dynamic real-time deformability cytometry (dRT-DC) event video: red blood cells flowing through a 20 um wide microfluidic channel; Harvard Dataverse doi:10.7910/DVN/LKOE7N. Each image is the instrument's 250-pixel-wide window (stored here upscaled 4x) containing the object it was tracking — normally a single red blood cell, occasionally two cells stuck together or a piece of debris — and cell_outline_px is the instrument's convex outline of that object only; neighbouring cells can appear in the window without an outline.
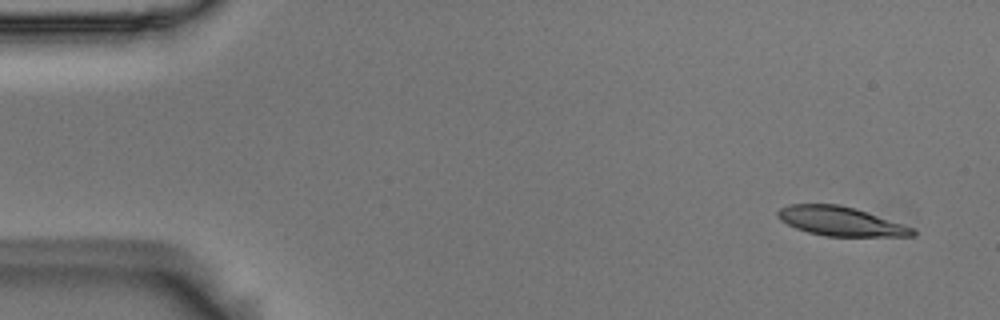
{"species": "Egyptian fruit bat (a non-hibernating species)", "species_latin": "Rousettus aegyptiacus", "temperature_condition": "room temperature", "stored_images_in_passage": 7, "camera_frame_rate_fps": 3000, "um_per_image_px": 0.085, "animal": {"sex": "male"}, "frame": {"image": 1, "passage_image": 1, "time_ms": 0.0, "image_size_px": [1000, 320], "cell_outline_px": [[916, 232], [912, 236], [824, 236], [808, 232], [796, 228], [780, 220], [776, 216], [776, 212], [780, 208], [788, 204], [840, 204], [904, 224], [912, 228]], "centroid_in_image_um": [71.4, 18.8], "position_along_channel_um": 13.6, "area_um2": 22.72}}
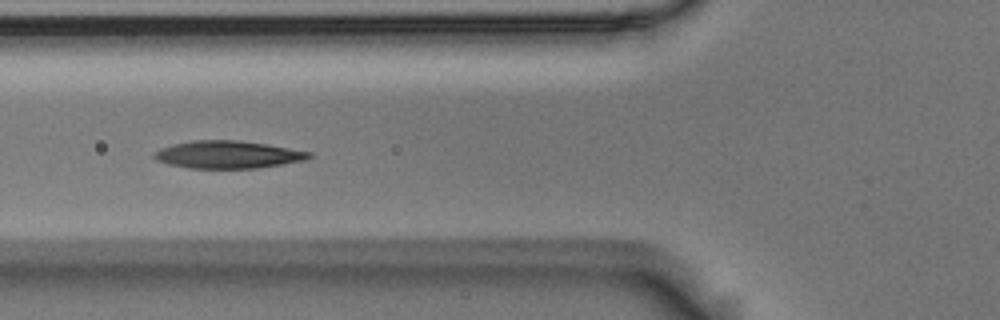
{"frame": {"image": 2, "passage_image": 5, "time_ms": 1.333, "image_size_px": [1000, 320], "cell_outline_px": [[312, 156], [308, 160], [260, 168], [188, 168], [168, 164], [156, 160], [152, 156], [160, 148], [172, 144], [192, 140], [240, 140], [268, 144], [312, 152]], "centroid_in_image_um": [19.4, 13.14], "position_along_channel_um": 106.4, "area_um2": 25.14}}
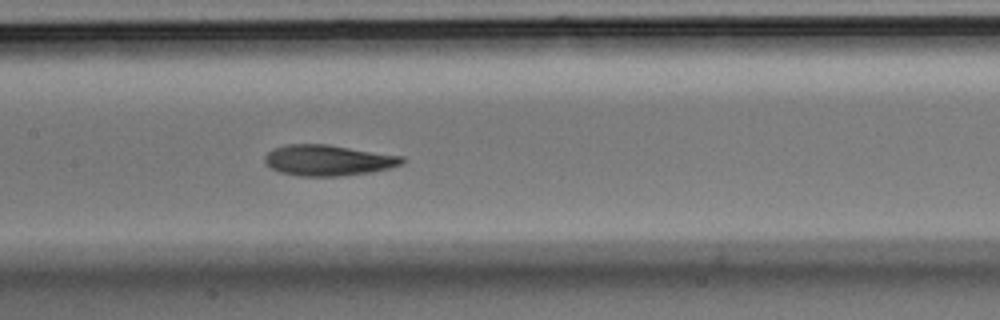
{"frame": {"image": 3, "passage_image": 7, "time_ms": 2.0, "image_size_px": [1000, 320], "cell_outline_px": [[408, 160], [404, 164], [372, 172], [340, 176], [300, 176], [280, 172], [264, 164], [264, 156], [272, 148], [284, 144], [328, 144], [404, 156]], "centroid_in_image_um": [27.9, 13.61], "position_along_channel_um": 179.5, "area_um2": 25.03}}